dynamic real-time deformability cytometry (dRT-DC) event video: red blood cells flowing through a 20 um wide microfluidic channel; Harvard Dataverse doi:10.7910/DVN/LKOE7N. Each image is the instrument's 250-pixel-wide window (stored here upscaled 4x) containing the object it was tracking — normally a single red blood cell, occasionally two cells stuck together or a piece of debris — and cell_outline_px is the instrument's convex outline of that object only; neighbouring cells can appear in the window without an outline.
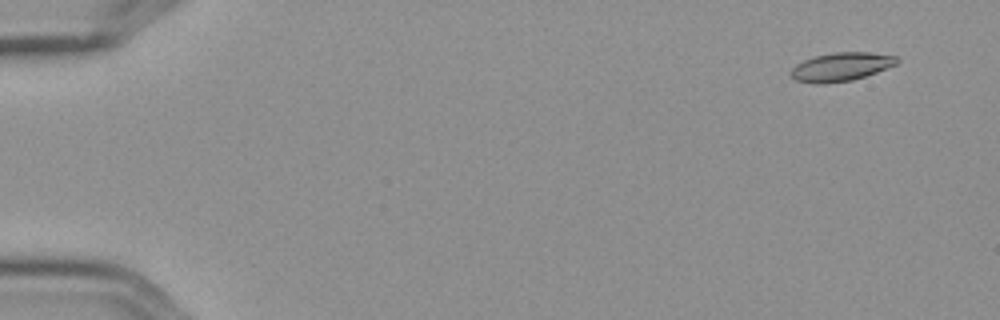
{"species": "Egyptian fruit bat (a non-hibernating species)", "species_latin": "Rousettus aegyptiacus", "temperature_condition": "cold", "stored_images_in_passage": 5, "camera_frame_rate_fps": 3000, "um_per_image_px": 0.085, "frame": {"image": 1, "passage_image": 1, "time_ms": 0.0, "image_size_px": [1000, 320], "cell_outline_px": [[900, 60], [896, 64], [876, 72], [852, 80], [824, 84], [816, 84], [796, 80], [788, 72], [796, 64], [812, 56], [832, 52], [868, 52], [896, 56]], "centroid_in_image_um": [71.45, 5.67], "position_along_channel_um": 13.5, "area_um2": 17.69}}